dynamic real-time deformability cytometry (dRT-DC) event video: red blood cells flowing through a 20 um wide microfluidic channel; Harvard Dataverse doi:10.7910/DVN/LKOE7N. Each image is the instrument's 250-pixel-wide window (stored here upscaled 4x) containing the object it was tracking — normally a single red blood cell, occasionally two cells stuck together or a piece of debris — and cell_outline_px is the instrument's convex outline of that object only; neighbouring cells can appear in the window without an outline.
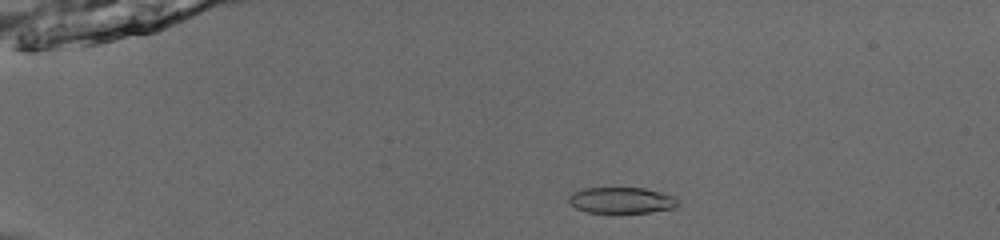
{"species": "common noctule bat (a hibernating species)", "species_latin": "Nyctalus noctula", "temperature_condition": "room temperature", "stored_images_in_passage": 54, "camera_frame_rate_fps": 3000, "um_per_image_px": 0.085, "animal": {"sex": "male", "body_mass_g": 13.0, "forearm_length_mm": 53.1}, "frame": {"image": 1, "passage_image": 13, "time_ms": 4.0, "image_size_px": [1000, 240], "cell_outline_px": [[680, 204], [676, 208], [648, 212], [588, 212], [576, 208], [568, 200], [568, 196], [572, 192], [580, 188], [644, 188], [676, 196], [680, 200]], "centroid_in_image_um": [52.87, 17.01], "position_along_channel_um": 32.1, "area_um2": 16.7}}
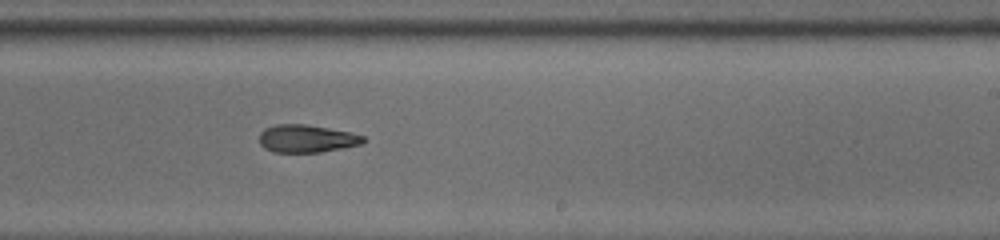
{"frame": {"image": 2, "passage_image": 36, "time_ms": 11.667, "image_size_px": [1000, 240], "cell_outline_px": [[368, 140], [360, 144], [320, 152], [272, 152], [264, 148], [260, 144], [260, 132], [264, 128], [276, 124], [304, 124], [352, 132], [364, 136]], "centroid_in_image_um": [26.06, 11.77], "position_along_channel_um": 262.9, "area_um2": 16.82}}
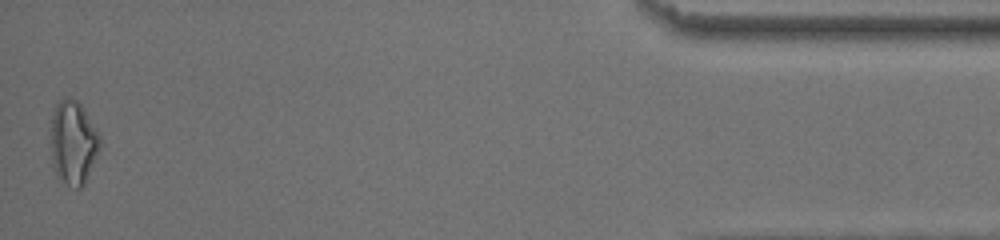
{"frame": {"image": 3, "passage_image": 54, "time_ms": 17.667, "image_size_px": [1000, 240], "cell_outline_px": [[100, 148], [84, 184], [80, 188], [76, 188], [68, 184], [56, 176], [52, 164], [48, 128], [56, 104], [64, 96], [68, 96], [76, 100], [80, 104], [100, 132]], "centroid_in_image_um": [6.18, 12.08], "position_along_channel_um": 429.0, "area_um2": 24.57}, "authors_computed_cell_mechanics": {"area_um2": 17.7735, "velocity_mm_per_s": 3.9252, "shape_relaxation_time_tau1_ms": 9.9996, "shape_relaxation_time_tau2_ms": 7.2253, "deformation_change_tau1": 0.2339, "deformation_change_tau2": 0.1397}}